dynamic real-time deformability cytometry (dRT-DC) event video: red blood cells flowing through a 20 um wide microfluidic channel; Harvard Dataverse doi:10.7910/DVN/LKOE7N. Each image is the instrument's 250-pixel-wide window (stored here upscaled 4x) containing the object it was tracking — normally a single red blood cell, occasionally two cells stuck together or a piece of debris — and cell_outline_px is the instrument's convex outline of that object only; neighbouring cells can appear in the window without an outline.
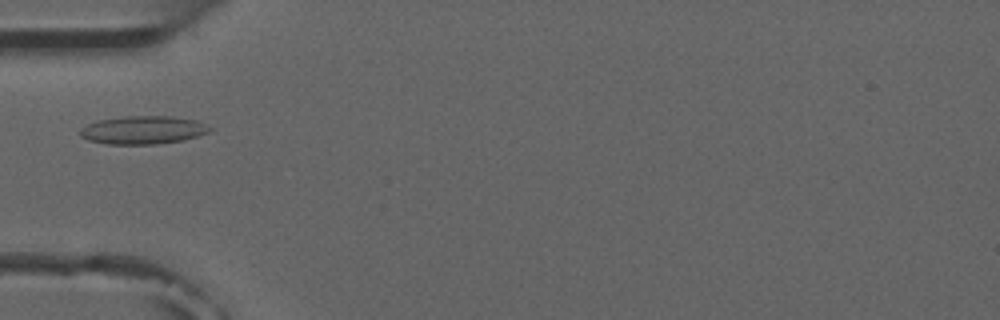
{"species": "common noctule bat (a hibernating species)", "species_latin": "Nyctalus noctula", "temperature_condition": "room temperature", "stored_images_in_passage": 6, "camera_frame_rate_fps": 3000, "um_per_image_px": 0.085, "animal": {"sex": "male", "forearm_length_mm": 52.5}, "frame": {"image": 1, "passage_image": 5, "time_ms": 4.667, "image_size_px": [1000, 320], "cell_outline_px": [[212, 128], [208, 132], [184, 140], [156, 144], [108, 144], [88, 140], [80, 136], [80, 128], [88, 124], [100, 120], [124, 116], [172, 116], [196, 120]], "centroid_in_image_um": [12.14, 11.05], "position_along_channel_um": 72.9, "area_um2": 21.15}}
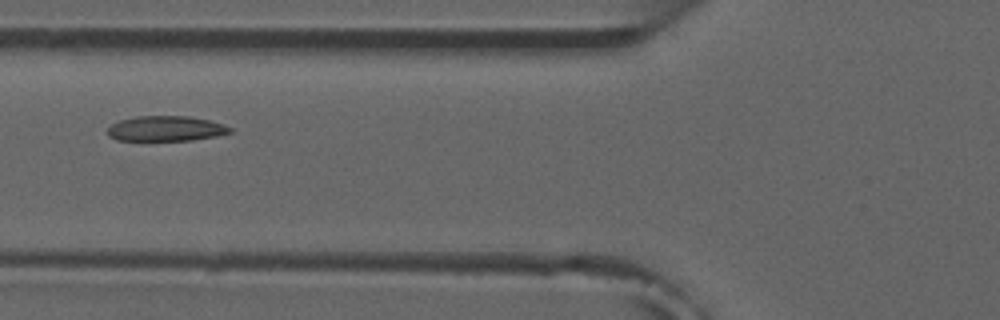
{"frame": {"image": 2, "passage_image": 6, "time_ms": 5.667, "image_size_px": [1000, 320], "cell_outline_px": [[232, 132], [216, 136], [192, 140], [116, 140], [108, 136], [108, 128], [112, 124], [120, 120], [136, 116], [188, 116], [208, 120], [224, 124], [232, 128]], "centroid_in_image_um": [14.1, 10.93], "position_along_channel_um": 111.7, "area_um2": 17.92}}